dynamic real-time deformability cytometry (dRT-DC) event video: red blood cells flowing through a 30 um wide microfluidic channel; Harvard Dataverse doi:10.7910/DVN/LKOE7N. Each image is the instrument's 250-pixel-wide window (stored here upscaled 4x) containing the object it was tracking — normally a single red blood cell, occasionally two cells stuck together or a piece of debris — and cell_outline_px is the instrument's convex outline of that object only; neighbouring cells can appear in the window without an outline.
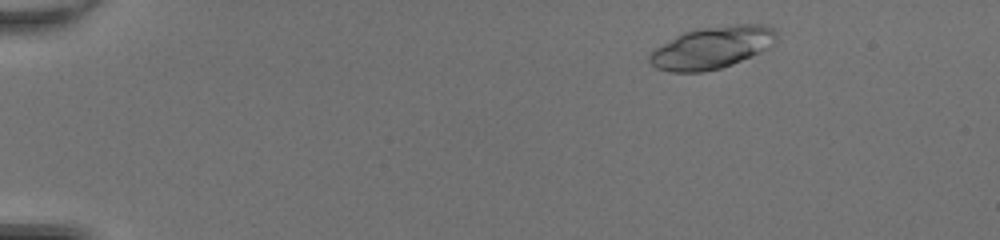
{"species": "common noctule bat (a hibernating species)", "species_latin": "Nyctalus noctula", "temperature_condition": "room temperature", "stored_images_in_passage": 46, "camera_frame_rate_fps": 3000, "um_per_image_px": 0.085, "animal": {"sex": "female", "body_mass_g": 20.0, "forearm_length_mm": 54.0}, "frame": {"image": 1, "passage_image": 5, "time_ms": 1.333, "image_size_px": [1000, 240], "cell_outline_px": [[776, 40], [768, 48], [752, 56], [732, 64], [720, 68], [704, 72], [668, 72], [656, 68], [648, 60], [648, 56], [656, 48], [676, 36], [684, 32], [696, 28], [732, 24], [768, 24], [776, 28]], "centroid_in_image_um": [60.55, 4.03], "position_along_channel_um": 24.5, "area_um2": 31.39}}
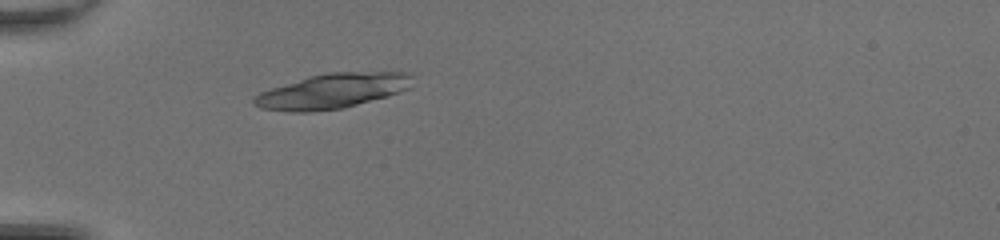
{"frame": {"image": 2, "passage_image": 14, "time_ms": 4.333, "image_size_px": [1000, 240], "cell_outline_px": [[412, 76], [408, 88], [400, 92], [388, 96], [344, 108], [312, 112], [288, 112], [260, 108], [252, 104], [252, 96], [260, 92], [308, 76], [328, 72], [412, 72]], "centroid_in_image_um": [28.21, 7.74], "position_along_channel_um": 56.8, "area_um2": 32.43}}